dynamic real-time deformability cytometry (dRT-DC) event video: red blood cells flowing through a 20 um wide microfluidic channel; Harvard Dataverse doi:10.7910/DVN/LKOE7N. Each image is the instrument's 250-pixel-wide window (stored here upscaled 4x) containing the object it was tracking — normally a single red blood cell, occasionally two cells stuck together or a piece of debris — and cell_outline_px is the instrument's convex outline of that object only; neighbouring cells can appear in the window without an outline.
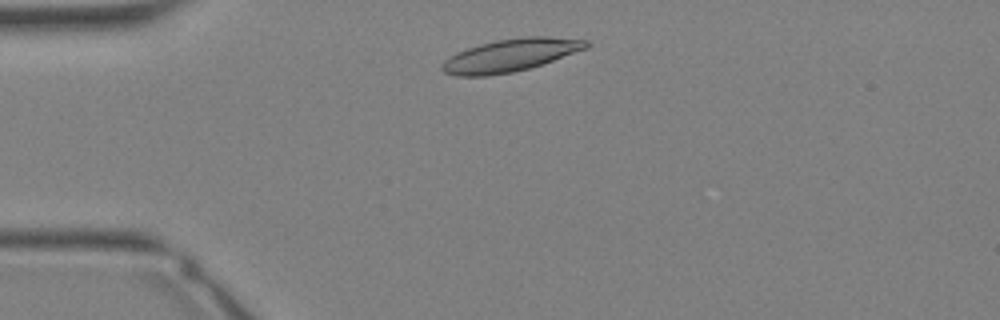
{"species": "Egyptian fruit bat (a non-hibernating species)", "species_latin": "Rousettus aegyptiacus", "temperature_condition": "warm", "stored_images_in_passage": 29, "camera_frame_rate_fps": 3000, "um_per_image_px": 0.085, "animal": {"sex": "female"}, "frame": {"image": 1, "passage_image": 3, "time_ms": 0.667, "image_size_px": [1000, 320], "cell_outline_px": [[592, 44], [588, 48], [528, 68], [512, 72], [488, 76], [456, 76], [444, 72], [440, 68], [444, 60], [468, 48], [480, 44], [496, 40], [524, 36], [548, 36], [588, 40]], "centroid_in_image_um": [43.41, 4.69], "position_along_channel_um": 41.6, "area_um2": 27.22}}
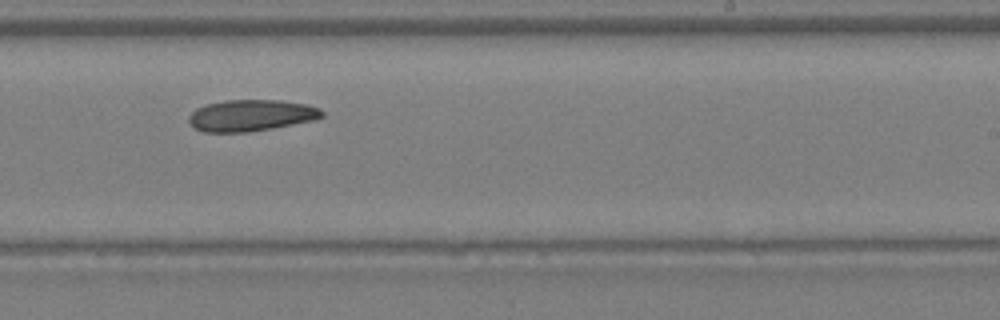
{"frame": {"image": 2, "passage_image": 16, "time_ms": 5.0, "image_size_px": [1000, 320], "cell_outline_px": [[324, 116], [312, 120], [272, 128], [248, 132], [204, 132], [196, 128], [188, 120], [188, 116], [196, 108], [204, 104], [224, 100], [280, 100], [304, 104], [320, 108], [324, 112]], "centroid_in_image_um": [21.31, 9.8], "position_along_channel_um": 267.7, "area_um2": 24.33}}
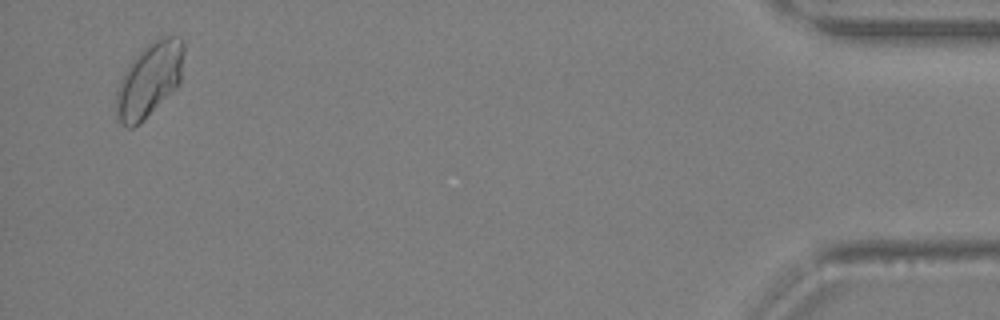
{"frame": {"image": 3, "passage_image": 28, "time_ms": 9.0, "image_size_px": [1000, 320], "cell_outline_px": [[184, 52], [180, 84], [144, 120], [132, 128], [128, 128], [116, 116], [116, 92], [120, 80], [124, 72], [132, 60], [148, 44], [160, 36], [180, 36], [184, 44]], "centroid_in_image_um": [12.71, 6.77], "position_along_channel_um": 422.5, "area_um2": 29.19}}